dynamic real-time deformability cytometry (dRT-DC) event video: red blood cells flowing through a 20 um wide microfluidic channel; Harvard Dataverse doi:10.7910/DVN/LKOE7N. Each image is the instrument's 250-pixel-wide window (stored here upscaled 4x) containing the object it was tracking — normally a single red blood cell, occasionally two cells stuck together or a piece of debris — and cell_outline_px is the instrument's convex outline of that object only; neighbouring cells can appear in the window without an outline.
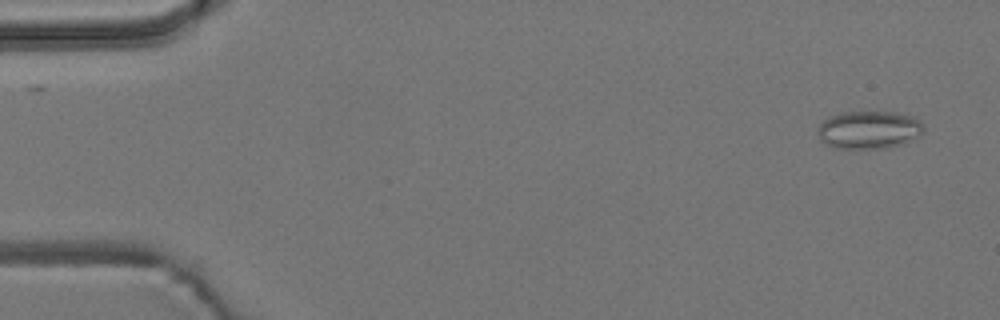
{"species": "common noctule bat (a hibernating species)", "species_latin": "Nyctalus noctula", "temperature_condition": "room temperature", "stored_images_in_passage": 54, "camera_frame_rate_fps": 3000, "um_per_image_px": 0.085, "animal": {"sex": "male", "body_mass_g": 19.2, "forearm_length_mm": 51.8}, "frame": {"image": 1, "passage_image": 2, "time_ms": 0.333, "image_size_px": [1000, 320], "cell_outline_px": [[924, 132], [920, 136], [900, 144], [884, 148], [832, 148], [824, 144], [820, 140], [820, 124], [828, 116], [840, 112], [896, 112], [912, 116], [924, 128]], "centroid_in_image_um": [73.84, 11.03], "position_along_channel_um": 11.2, "area_um2": 23.24}}
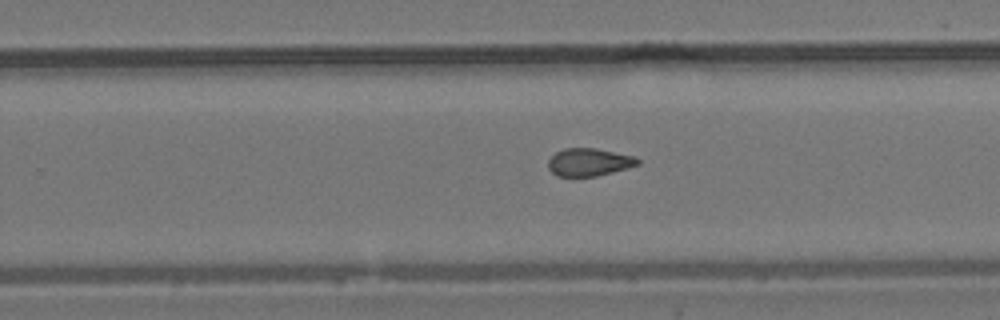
{"frame": {"image": 2, "passage_image": 34, "time_ms": 11.0, "image_size_px": [1000, 320], "cell_outline_px": [[640, 164], [628, 168], [596, 176], [556, 176], [548, 168], [548, 160], [556, 152], [564, 148], [596, 148], [636, 156], [640, 160]], "centroid_in_image_um": [50.09, 13.77], "position_along_channel_um": 279.7, "area_um2": 14.57}}
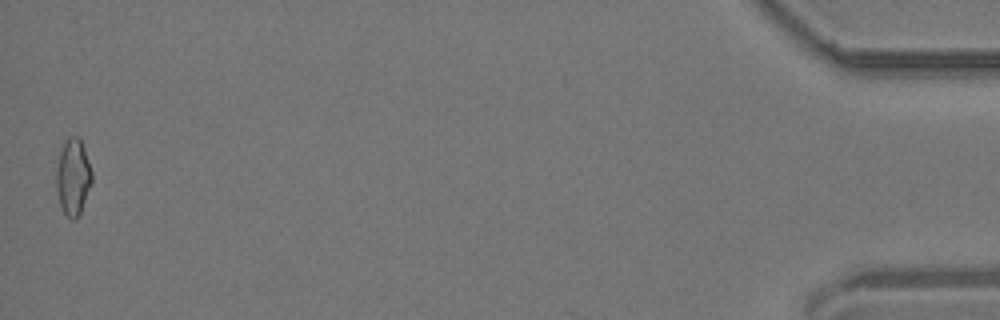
{"frame": {"image": 3, "passage_image": 54, "time_ms": 17.667, "image_size_px": [1000, 320], "cell_outline_px": [[92, 180], [80, 212], [76, 220], [72, 220], [64, 212], [60, 204], [56, 188], [56, 168], [60, 152], [68, 136], [80, 136], [92, 172]], "centroid_in_image_um": [6.2, 15.02], "position_along_channel_um": 429.0, "area_um2": 15.66}, "authors_computed_cell_mechanics": {"area_um2": 15.4904, "velocity_mm_per_s": 3.7181, "shape_relaxation_time_tau1_ms": null, "shape_relaxation_time_tau2_ms": 2.3828, "deformation_change_tau1": null, "deformation_change_tau2": 0.085}}